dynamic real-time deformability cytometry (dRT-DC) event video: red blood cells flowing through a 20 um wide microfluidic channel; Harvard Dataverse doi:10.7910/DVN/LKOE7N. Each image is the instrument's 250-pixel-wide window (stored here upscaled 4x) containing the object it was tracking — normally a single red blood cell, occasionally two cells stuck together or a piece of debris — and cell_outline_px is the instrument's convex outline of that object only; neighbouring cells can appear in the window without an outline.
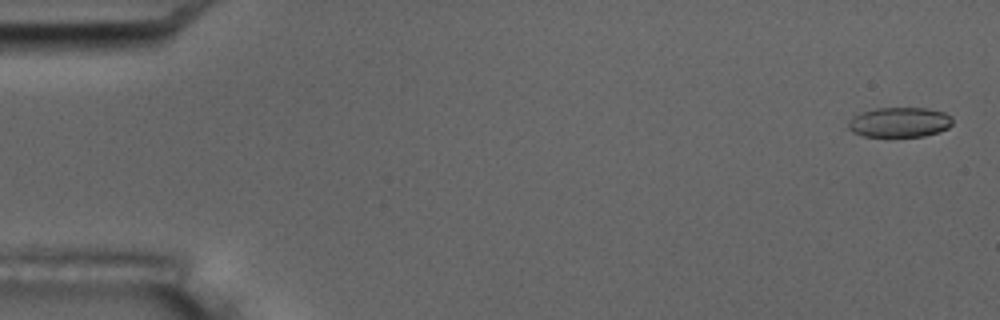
{"species": "common noctule bat (a hibernating species)", "species_latin": "Nyctalus noctula", "temperature_condition": "room temperature", "stored_images_in_passage": 56, "camera_frame_rate_fps": 3000, "um_per_image_px": 0.085, "animal": {"sex": "male", "body_mass_g": 17.5, "forearm_length_mm": 52.3}, "frame": {"image": 1, "passage_image": 2, "time_ms": 0.333, "image_size_px": [1000, 320], "cell_outline_px": [[952, 124], [948, 128], [940, 132], [924, 136], [864, 136], [852, 132], [848, 128], [848, 124], [852, 116], [860, 112], [876, 108], [928, 108], [944, 112], [952, 116]], "centroid_in_image_um": [76.47, 10.38], "position_along_channel_um": 8.5, "area_um2": 18.32}}
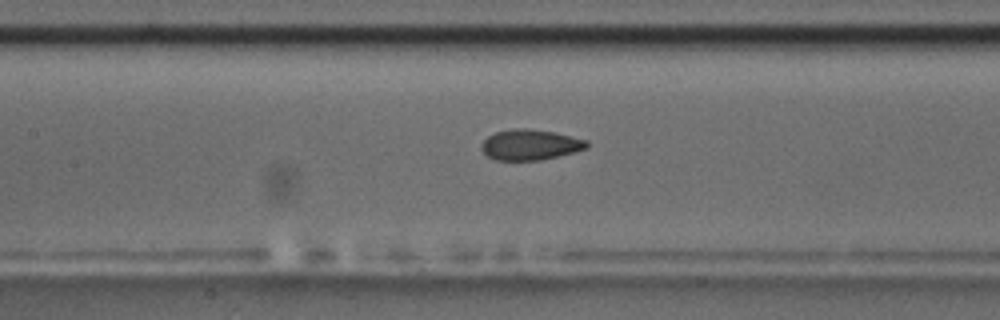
{"frame": {"image": 2, "passage_image": 26, "time_ms": 8.333, "image_size_px": [1000, 320], "cell_outline_px": [[588, 148], [540, 160], [496, 160], [488, 156], [480, 148], [480, 144], [488, 136], [496, 132], [516, 128], [528, 128], [552, 132], [588, 140]], "centroid_in_image_um": [45.04, 12.3], "position_along_channel_um": 162.4, "area_um2": 18.55}}
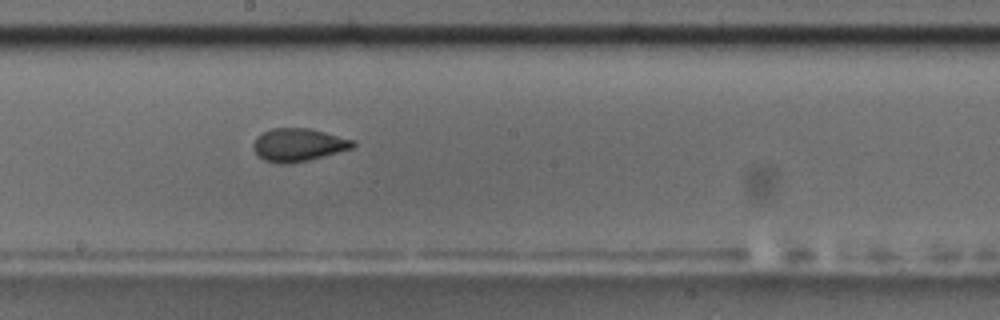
{"frame": {"image": 3, "passage_image": 31, "time_ms": 10.0, "image_size_px": [1000, 320], "cell_outline_px": [[356, 144], [352, 148], [308, 160], [288, 164], [280, 164], [264, 160], [252, 148], [252, 144], [256, 136], [272, 128], [308, 128], [356, 140]], "centroid_in_image_um": [25.35, 12.31], "position_along_channel_um": 222.9, "area_um2": 19.07}}